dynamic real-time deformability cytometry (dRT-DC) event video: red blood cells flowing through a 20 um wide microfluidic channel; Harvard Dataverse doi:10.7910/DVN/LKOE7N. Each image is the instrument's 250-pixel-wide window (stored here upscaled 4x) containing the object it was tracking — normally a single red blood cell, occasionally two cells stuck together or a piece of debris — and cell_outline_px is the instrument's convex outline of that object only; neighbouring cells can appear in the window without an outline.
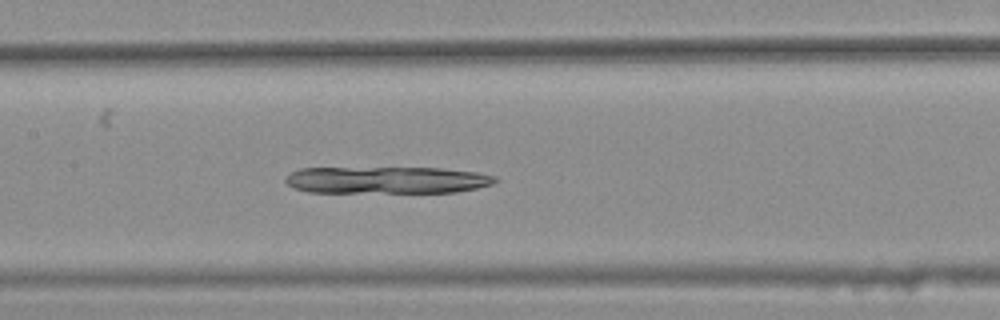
{"species": "common noctule bat (a hibernating species)", "species_latin": "Nyctalus noctula", "temperature_condition": "warm", "stored_images_in_passage": 41, "camera_frame_rate_fps": 3000, "um_per_image_px": 0.085, "animal": {"sex": "female", "body_mass_g": 25.1}, "frame": {"image": 1, "passage_image": 23, "time_ms": 7.333, "image_size_px": [1000, 320], "cell_outline_px": [[500, 180], [492, 184], [476, 188], [456, 192], [308, 192], [292, 188], [284, 180], [292, 172], [300, 168], [440, 168], [476, 172], [496, 176]], "centroid_in_image_um": [32.89, 15.3], "position_along_channel_um": 174.5, "area_um2": 32.95}}
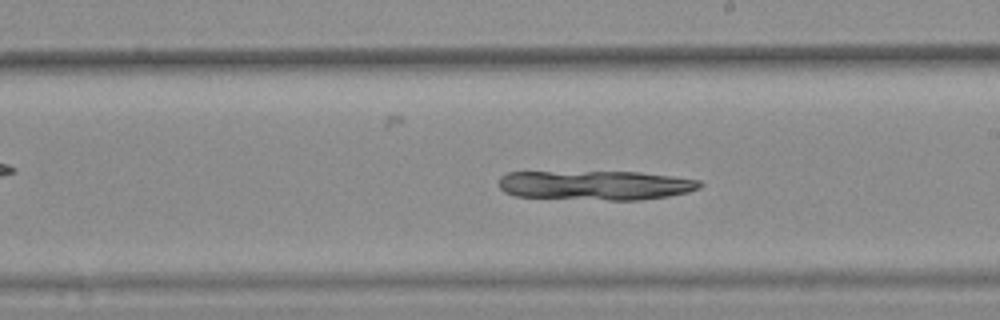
{"frame": {"image": 2, "passage_image": 28, "time_ms": 9.0, "image_size_px": [1000, 320], "cell_outline_px": [[704, 184], [700, 188], [688, 192], [668, 196], [640, 200], [608, 200], [516, 196], [504, 192], [500, 188], [500, 176], [508, 172], [640, 172], [672, 176], [700, 180]], "centroid_in_image_um": [50.66, 15.74], "position_along_channel_um": 238.3, "area_um2": 34.51}}